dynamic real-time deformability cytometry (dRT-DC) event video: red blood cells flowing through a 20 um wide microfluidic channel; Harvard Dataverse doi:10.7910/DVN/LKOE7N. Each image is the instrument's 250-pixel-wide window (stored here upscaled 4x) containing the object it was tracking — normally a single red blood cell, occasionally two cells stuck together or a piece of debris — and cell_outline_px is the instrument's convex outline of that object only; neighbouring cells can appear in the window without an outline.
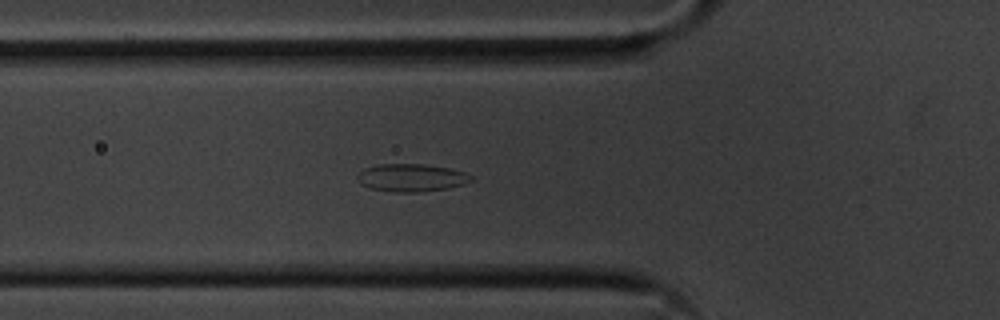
{"species": "common noctule bat (a hibernating species)", "species_latin": "Nyctalus noctula", "temperature_condition": "cold", "stored_images_in_passage": 33, "camera_frame_rate_fps": 3000, "um_per_image_px": 0.085, "animal": {"sex": "male", "body_mass_g": 20.1, "forearm_length_mm": 53.5}, "frame": {"image": 1, "passage_image": 2, "time_ms": 0.333, "image_size_px": [1000, 320], "cell_outline_px": [[476, 180], [464, 184], [448, 188], [416, 192], [396, 192], [368, 188], [360, 184], [356, 176], [364, 168], [376, 164], [424, 164], [448, 168], [464, 172], [472, 176]], "centroid_in_image_um": [34.96, 15.1], "position_along_channel_um": 90.8, "area_um2": 18.5}}
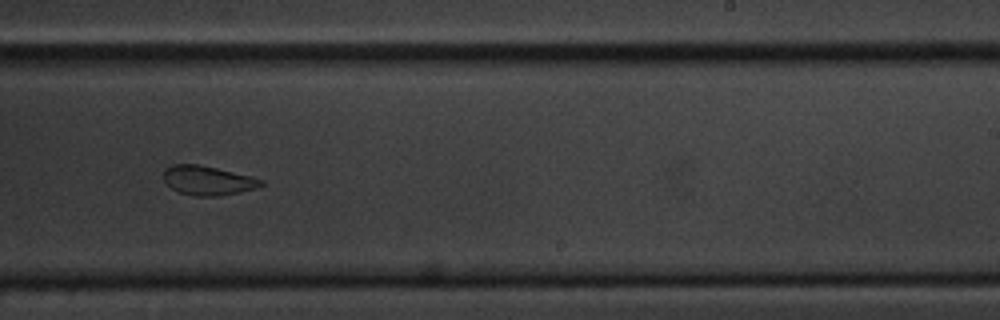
{"frame": {"image": 2, "passage_image": 17, "time_ms": 5.333, "image_size_px": [1000, 320], "cell_outline_px": [[264, 184], [256, 188], [240, 192], [216, 196], [192, 196], [180, 192], [172, 188], [164, 180], [164, 168], [172, 164], [196, 164], [216, 168], [252, 176], [264, 180]], "centroid_in_image_um": [17.67, 15.34], "position_along_channel_um": 271.3, "area_um2": 16.59}}
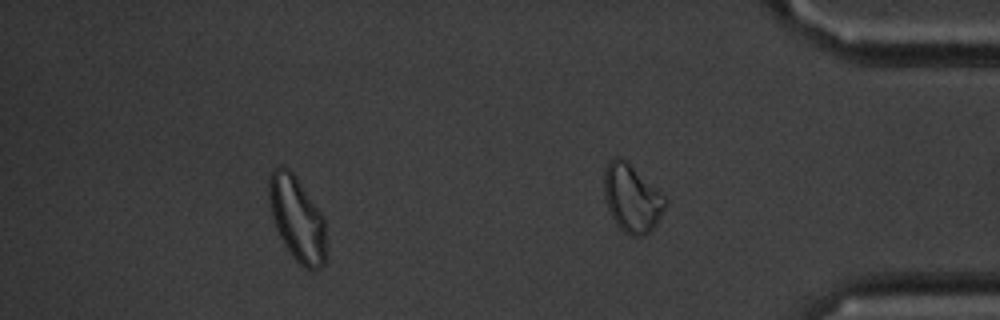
{"frame": {"image": 3, "passage_image": 27, "time_ms": 8.667, "image_size_px": [1000, 320], "cell_outline_px": [[324, 264], [320, 268], [304, 268], [292, 256], [284, 244], [276, 228], [272, 216], [268, 200], [268, 176], [272, 168], [280, 164], [288, 168], [292, 172], [320, 212], [324, 220]], "centroid_in_image_um": [25.19, 18.54], "position_along_channel_um": 410.0, "area_um2": 27.74}}